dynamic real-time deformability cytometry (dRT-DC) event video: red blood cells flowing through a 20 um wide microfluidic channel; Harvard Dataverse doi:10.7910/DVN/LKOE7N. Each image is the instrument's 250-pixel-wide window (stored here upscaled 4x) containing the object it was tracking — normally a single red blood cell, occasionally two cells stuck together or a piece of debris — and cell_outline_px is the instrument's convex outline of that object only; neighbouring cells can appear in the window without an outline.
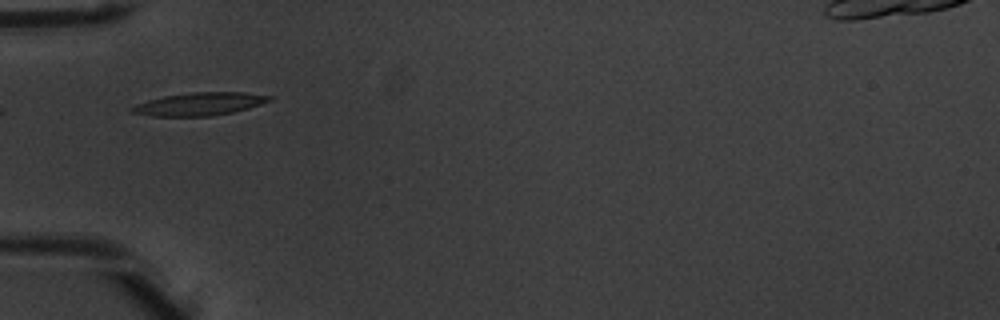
{"species": "common noctule bat (a hibernating species)", "species_latin": "Nyctalus noctula", "temperature_condition": "warm", "stored_images_in_passage": 5, "camera_frame_rate_fps": 3000, "um_per_image_px": 0.085, "animal": {"sex": "male", "body_mass_g": 20.1, "forearm_length_mm": 53.5}, "frame": {"image": 1, "passage_image": 2, "time_ms": 0.333, "image_size_px": [1000, 320], "cell_outline_px": [[276, 96], [272, 100], [248, 108], [232, 112], [212, 116], [152, 116], [132, 112], [128, 108], [136, 104], [148, 100], [164, 96], [192, 92], [244, 92]], "centroid_in_image_um": [16.99, 8.83], "position_along_channel_um": 68.0, "area_um2": 18.38}}
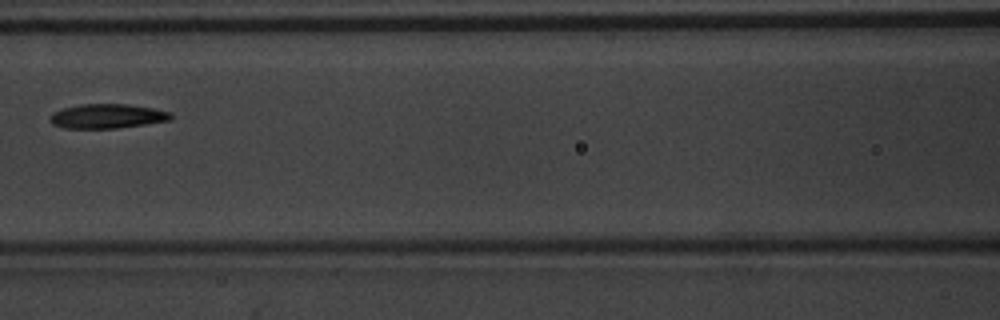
{"frame": {"image": 2, "passage_image": 4, "time_ms": 1.0, "image_size_px": [1000, 320], "cell_outline_px": [[172, 120], [116, 128], [64, 128], [52, 124], [48, 120], [52, 112], [60, 108], [80, 104], [128, 104], [152, 108], [168, 112], [172, 116]], "centroid_in_image_um": [9.04, 9.87], "position_along_channel_um": 157.6, "area_um2": 17.22}}